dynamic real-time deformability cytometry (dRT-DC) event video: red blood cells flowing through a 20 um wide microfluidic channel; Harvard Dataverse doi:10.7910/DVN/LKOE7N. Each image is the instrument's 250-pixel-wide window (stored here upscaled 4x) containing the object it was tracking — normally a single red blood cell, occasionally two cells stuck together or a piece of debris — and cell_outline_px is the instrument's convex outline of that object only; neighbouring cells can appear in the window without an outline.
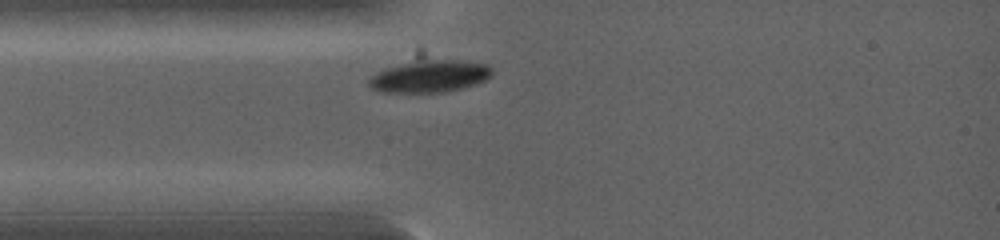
{"species": "common noctule bat (a hibernating species)", "species_latin": "Nyctalus noctula", "temperature_condition": "warm", "stored_images_in_passage": 1, "camera_frame_rate_fps": 5000, "um_per_image_px": 0.085, "animal": {"sex": "female", "body_mass_g": 19.0, "forearm_length_mm": 53.3}, "frame": {"image": 1, "passage_image": 1, "time_ms": 0.0, "image_size_px": [1000, 240], "cell_outline_px": [[492, 76], [476, 84], [464, 88], [444, 92], [380, 92], [372, 88], [368, 84], [368, 80], [376, 72], [384, 68], [420, 52], [488, 64], [492, 68]], "centroid_in_image_um": [36.51, 6.34], "position_along_channel_um": 48.5, "area_um2": 25.49}}